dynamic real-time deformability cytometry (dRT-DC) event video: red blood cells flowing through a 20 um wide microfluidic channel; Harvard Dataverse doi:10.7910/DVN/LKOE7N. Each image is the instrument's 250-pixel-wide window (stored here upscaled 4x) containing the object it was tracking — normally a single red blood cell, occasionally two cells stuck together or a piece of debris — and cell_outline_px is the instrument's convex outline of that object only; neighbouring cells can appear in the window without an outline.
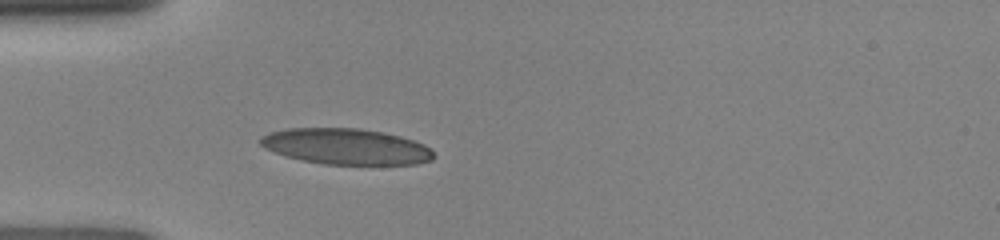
{"species": "human", "species_latin": "Homo sapiens", "temperature_condition": "room temperature", "stored_images_in_passage": 35, "camera_frame_rate_fps": 3000, "um_per_image_px": 0.085, "donor": {"sex": "female"}, "frame": {"image": 1, "passage_image": 1, "time_ms": 0.0, "image_size_px": [1000, 240], "cell_outline_px": [[436, 156], [432, 160], [416, 164], [324, 164], [300, 160], [264, 148], [256, 140], [260, 136], [268, 132], [288, 128], [360, 128], [400, 136], [424, 144], [432, 148]], "centroid_in_image_um": [29.4, 12.45], "position_along_channel_um": 55.6, "area_um2": 36.41}}
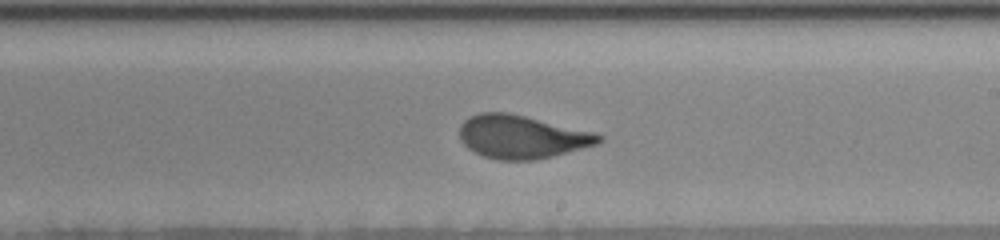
{"frame": {"image": 2, "passage_image": 15, "time_ms": 4.667, "image_size_px": [1000, 240], "cell_outline_px": [[604, 140], [596, 144], [552, 156], [536, 160], [496, 160], [484, 156], [468, 148], [460, 140], [460, 124], [468, 116], [480, 112], [508, 112], [596, 132], [604, 136]], "centroid_in_image_um": [44.34, 11.62], "position_along_channel_um": 244.7, "area_um2": 35.2}}
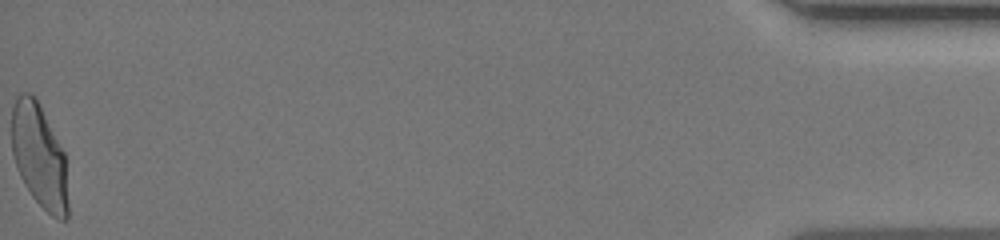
{"frame": {"image": 3, "passage_image": 35, "time_ms": 11.333, "image_size_px": [1000, 240], "cell_outline_px": [[68, 220], [56, 220], [32, 196], [24, 184], [20, 176], [12, 152], [12, 108], [16, 96], [20, 92], [28, 92], [36, 100], [64, 152], [68, 204]], "centroid_in_image_um": [3.33, 13.3], "position_along_channel_um": 431.9, "area_um2": 33.64}}